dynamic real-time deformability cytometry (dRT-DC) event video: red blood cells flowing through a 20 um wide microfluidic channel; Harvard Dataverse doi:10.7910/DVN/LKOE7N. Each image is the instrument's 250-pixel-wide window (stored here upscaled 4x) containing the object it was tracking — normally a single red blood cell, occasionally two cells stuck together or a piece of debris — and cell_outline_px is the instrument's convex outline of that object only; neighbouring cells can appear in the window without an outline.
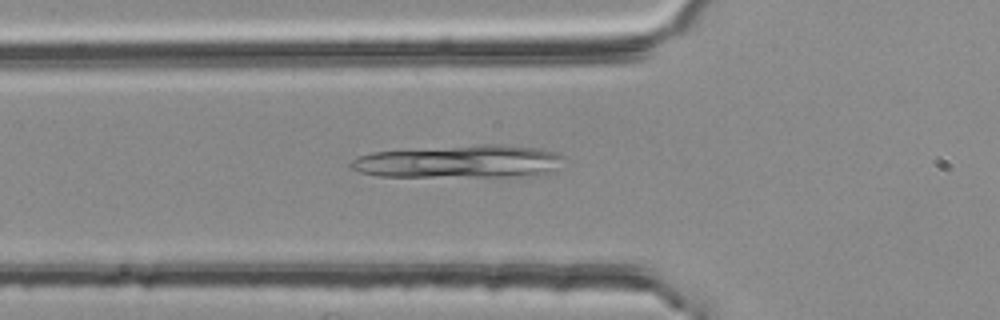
{"species": "common noctule bat (a hibernating species)", "species_latin": "Nyctalus noctula", "temperature_condition": "room temperature", "stored_images_in_passage": 40, "camera_frame_rate_fps": 3000, "um_per_image_px": 0.085, "animal": {"sex": "female", "body_mass_g": 25.1}, "frame": {"image": 1, "passage_image": 4, "time_ms": 1.0, "image_size_px": [1000, 320], "cell_outline_px": [[564, 156], [556, 168], [548, 172], [524, 176], [376, 176], [360, 172], [348, 168], [348, 164], [352, 160], [360, 156], [372, 152], [484, 144], [508, 144], [536, 148], [556, 152]], "centroid_in_image_um": [39.02, 13.73], "position_along_channel_um": 86.8, "area_um2": 40.4}}
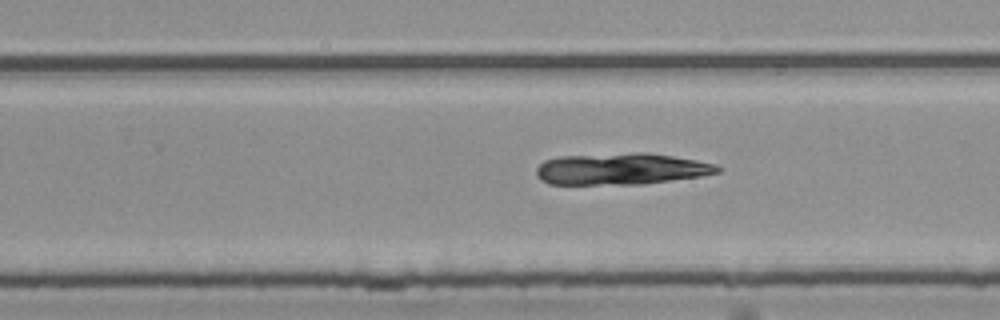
{"frame": {"image": 2, "passage_image": 19, "time_ms": 6.0, "image_size_px": [1000, 320], "cell_outline_px": [[724, 168], [720, 172], [700, 176], [640, 184], [548, 184], [536, 176], [536, 168], [544, 160], [560, 156], [636, 152], [648, 152], [696, 160], [716, 164]], "centroid_in_image_um": [52.8, 14.35], "position_along_channel_um": 277.0, "area_um2": 33.41}}
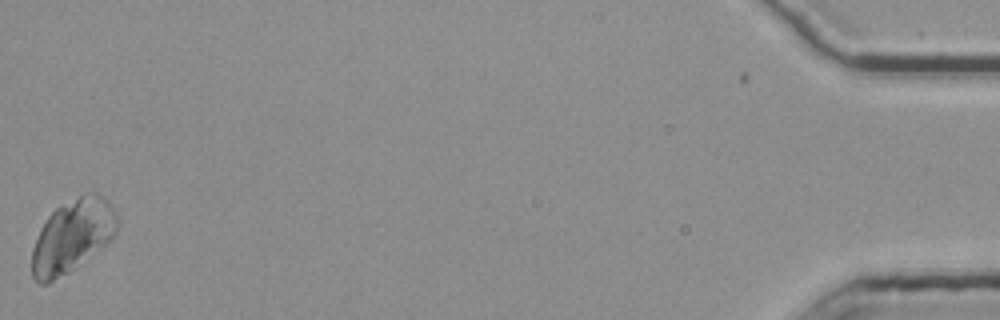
{"frame": {"image": 3, "passage_image": 39, "time_ms": 12.667, "image_size_px": [1000, 320], "cell_outline_px": [[120, 224], [112, 240], [96, 252], [68, 272], [48, 284], [40, 284], [32, 276], [32, 248], [40, 228], [48, 216], [56, 208], [80, 196], [92, 192], [100, 192], [108, 200]], "centroid_in_image_um": [6.16, 20.06], "position_along_channel_um": 429.0, "area_um2": 36.13}}